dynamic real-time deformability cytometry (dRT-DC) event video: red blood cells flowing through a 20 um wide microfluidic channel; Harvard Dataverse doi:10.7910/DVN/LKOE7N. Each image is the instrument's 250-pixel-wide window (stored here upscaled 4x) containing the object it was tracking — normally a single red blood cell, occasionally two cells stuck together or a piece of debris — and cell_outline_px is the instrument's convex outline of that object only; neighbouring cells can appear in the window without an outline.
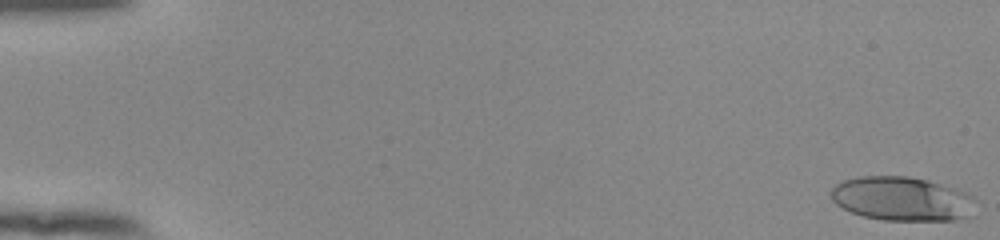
{"species": "human", "species_latin": "Homo sapiens", "temperature_condition": "room temperature", "stored_images_in_passage": 54, "camera_frame_rate_fps": 3000, "um_per_image_px": 0.085, "donor": {"sex": "female"}, "frame": {"image": 1, "passage_image": 1, "time_ms": 0.0, "image_size_px": [1000, 240], "cell_outline_px": [[976, 200], [968, 220], [884, 220], [864, 216], [852, 212], [836, 204], [832, 200], [832, 188], [836, 184], [844, 180], [860, 176], [908, 176], [928, 180], [960, 188], [968, 192]], "centroid_in_image_um": [76.75, 16.89], "position_along_channel_um": 8.3, "area_um2": 37.51}}
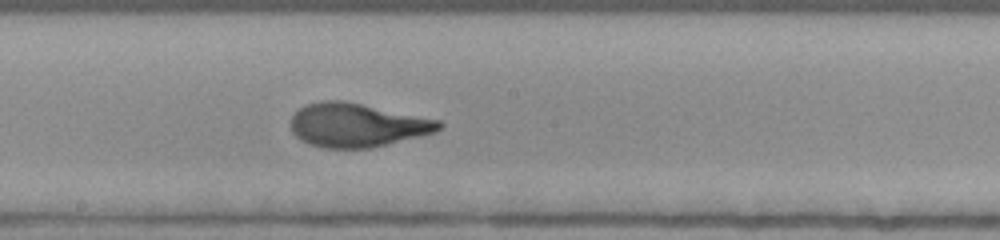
{"frame": {"image": 2, "passage_image": 31, "time_ms": 10.0, "image_size_px": [1000, 240], "cell_outline_px": [[444, 124], [436, 132], [372, 148], [324, 148], [308, 144], [300, 140], [292, 132], [288, 120], [304, 104], [320, 100], [340, 100], [440, 120]], "centroid_in_image_um": [30.29, 10.64], "position_along_channel_um": 217.9, "area_um2": 37.86}}
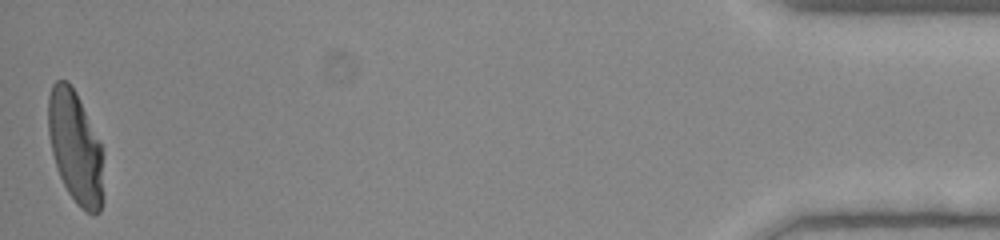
{"frame": {"image": 3, "passage_image": 54, "time_ms": 17.667, "image_size_px": [1000, 240], "cell_outline_px": [[104, 200], [100, 212], [92, 216], [80, 208], [76, 204], [68, 192], [60, 176], [52, 152], [48, 132], [48, 96], [52, 84], [56, 80], [68, 80], [76, 92], [80, 100], [100, 144], [104, 196]], "centroid_in_image_um": [6.4, 12.55], "position_along_channel_um": 428.8, "area_um2": 36.13}, "authors_computed_cell_mechanics": {"area_um2": 36.6163, "velocity_mm_per_s": 3.8671, "shape_relaxation_time_tau1_ms": 4.0379, "shape_relaxation_time_tau2_ms": 0.8759, "deformation_change_tau1": 0.2355, "deformation_change_tau2": 0.0684}}